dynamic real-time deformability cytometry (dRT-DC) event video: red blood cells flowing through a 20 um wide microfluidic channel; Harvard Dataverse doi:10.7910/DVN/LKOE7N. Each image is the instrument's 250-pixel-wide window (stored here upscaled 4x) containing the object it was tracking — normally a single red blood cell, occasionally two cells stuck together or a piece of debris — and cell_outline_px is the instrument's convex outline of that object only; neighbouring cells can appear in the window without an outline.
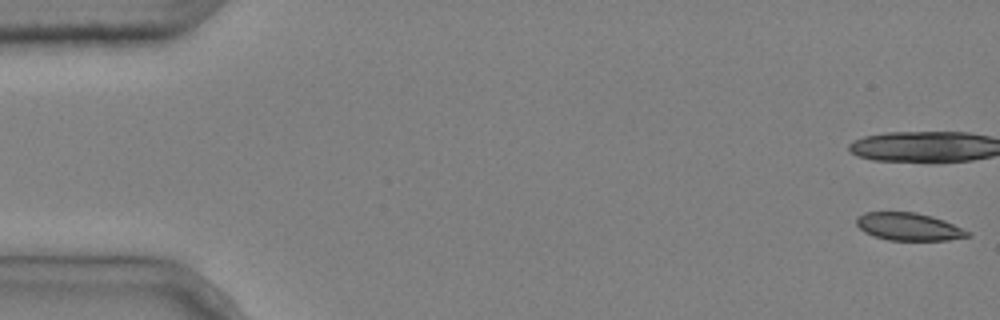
{"species": "common noctule bat (a hibernating species)", "species_latin": "Nyctalus noctula", "temperature_condition": "cold", "stored_images_in_passage": 5, "camera_frame_rate_fps": 3000, "um_per_image_px": 0.085, "animal": {"sex": "male", "body_mass_g": 20.4}, "frame": {"image": 1, "passage_image": 1, "time_ms": 0.0, "image_size_px": [1000, 320], "cell_outline_px": [[972, 236], [948, 240], [888, 240], [864, 232], [856, 224], [856, 216], [864, 212], [916, 212], [932, 216], [944, 220], [972, 232]], "centroid_in_image_um": [77.27, 19.26], "position_along_channel_um": 7.7, "area_um2": 18.03}}